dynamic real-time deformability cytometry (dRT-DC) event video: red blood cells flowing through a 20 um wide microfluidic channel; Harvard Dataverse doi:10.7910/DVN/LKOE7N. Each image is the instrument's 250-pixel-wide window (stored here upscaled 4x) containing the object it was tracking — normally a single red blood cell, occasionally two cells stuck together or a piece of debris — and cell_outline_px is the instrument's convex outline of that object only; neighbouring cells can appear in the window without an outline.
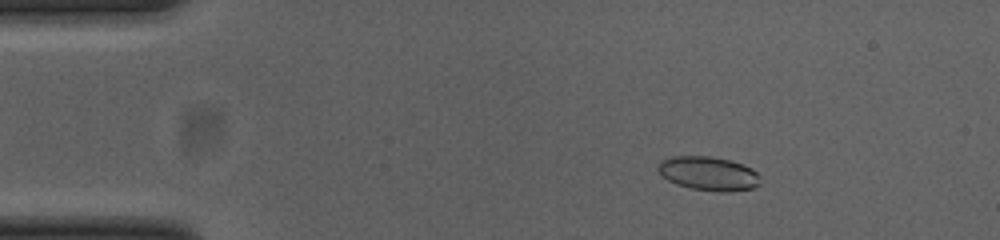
{"species": "common noctule bat (a hibernating species)", "species_latin": "Nyctalus noctula", "temperature_condition": "cold", "stored_images_in_passage": 52, "camera_frame_rate_fps": 3000, "um_per_image_px": 0.085, "animal": {"sex": "female", "body_mass_g": 23.0, "forearm_length_mm": 53.4}, "frame": {"image": 1, "passage_image": 7, "time_ms": 2.0, "image_size_px": [1000, 240], "cell_outline_px": [[760, 184], [752, 188], [728, 192], [720, 192], [692, 188], [676, 184], [668, 180], [656, 168], [660, 160], [672, 156], [708, 156], [728, 160], [752, 168], [760, 176]], "centroid_in_image_um": [60.21, 14.75], "position_along_channel_um": 24.8, "area_um2": 20.11}}
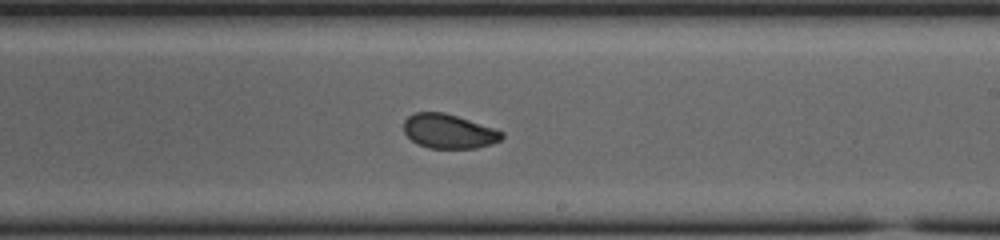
{"frame": {"image": 2, "passage_image": 30, "time_ms": 9.667, "image_size_px": [1000, 240], "cell_outline_px": [[504, 136], [500, 140], [492, 144], [476, 148], [428, 148], [416, 144], [404, 132], [404, 120], [408, 116], [416, 112], [444, 112], [504, 132]], "centroid_in_image_um": [38.12, 11.17], "position_along_channel_um": 250.9, "area_um2": 19.48}}
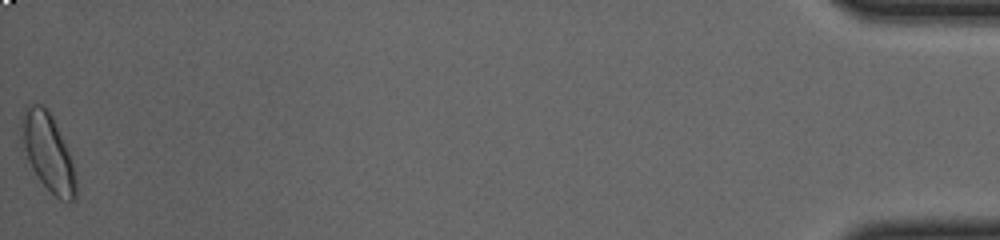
{"frame": {"image": 3, "passage_image": 52, "time_ms": 17.0, "image_size_px": [1000, 240], "cell_outline_px": [[76, 200], [60, 200], [40, 180], [32, 168], [28, 160], [24, 144], [24, 116], [28, 108], [32, 104], [40, 104], [48, 108], [52, 116], [68, 152], [72, 164], [76, 180]], "centroid_in_image_um": [4.14, 12.99], "position_along_channel_um": 431.1, "area_um2": 23.06}, "authors_computed_cell_mechanics": {"area_um2": 20.1722, "velocity_mm_per_s": 3.849, "shape_relaxation_time_tau1_ms": 4.2319, "shape_relaxation_time_tau2_ms": 1.5642, "deformation_change_tau1": 0.0899, "deformation_change_tau2": 0.0544}}